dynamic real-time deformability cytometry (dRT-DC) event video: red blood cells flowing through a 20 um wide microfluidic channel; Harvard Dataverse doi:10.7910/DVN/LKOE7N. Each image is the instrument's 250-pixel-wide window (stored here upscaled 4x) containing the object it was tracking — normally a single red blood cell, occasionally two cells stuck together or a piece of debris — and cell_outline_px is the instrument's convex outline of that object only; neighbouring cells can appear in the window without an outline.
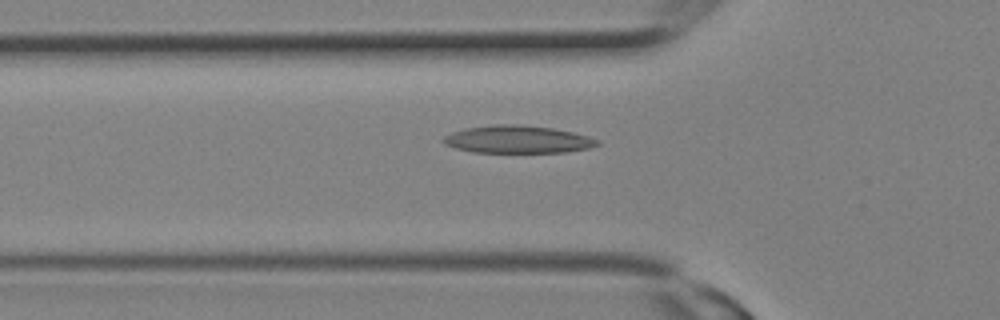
{"species": "Egyptian fruit bat (a non-hibernating species)", "species_latin": "Rousettus aegyptiacus", "temperature_condition": "room temperature", "stored_images_in_passage": 4, "camera_frame_rate_fps": 3000, "um_per_image_px": 0.085, "animal": {"sex": "female"}, "frame": {"image": 1, "passage_image": 4, "time_ms": 1.0, "image_size_px": [1000, 320], "cell_outline_px": [[600, 144], [588, 148], [564, 152], [472, 152], [456, 148], [444, 144], [440, 140], [444, 136], [452, 132], [464, 128], [496, 124], [516, 124], [552, 128], [572, 132], [588, 136], [600, 140]], "centroid_in_image_um": [43.97, 11.84], "position_along_channel_um": 81.8, "area_um2": 24.74}}